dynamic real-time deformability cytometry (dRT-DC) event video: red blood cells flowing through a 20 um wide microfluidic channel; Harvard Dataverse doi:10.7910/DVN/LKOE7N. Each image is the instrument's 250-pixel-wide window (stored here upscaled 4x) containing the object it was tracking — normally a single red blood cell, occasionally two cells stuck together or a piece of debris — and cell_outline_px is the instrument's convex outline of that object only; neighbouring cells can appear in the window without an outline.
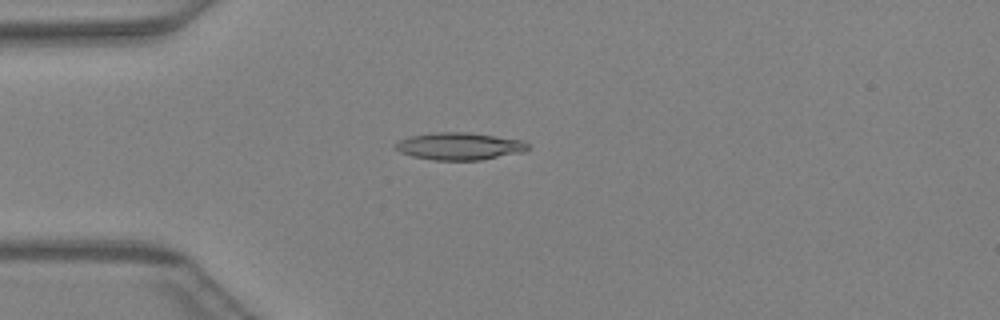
{"species": "Egyptian fruit bat (a non-hibernating species)", "species_latin": "Rousettus aegyptiacus", "temperature_condition": "warm", "stored_images_in_passage": 46, "camera_frame_rate_fps": 3000, "um_per_image_px": 0.085, "animal": {"sex": "female"}, "frame": {"image": 1, "passage_image": 13, "time_ms": 4.0, "image_size_px": [1000, 320], "cell_outline_px": [[528, 148], [520, 152], [480, 160], [432, 160], [412, 156], [400, 152], [396, 148], [396, 144], [400, 140], [412, 136], [432, 132], [468, 132], [524, 140], [528, 144]], "centroid_in_image_um": [39.05, 12.42], "position_along_channel_um": 46.0, "area_um2": 20.87}}
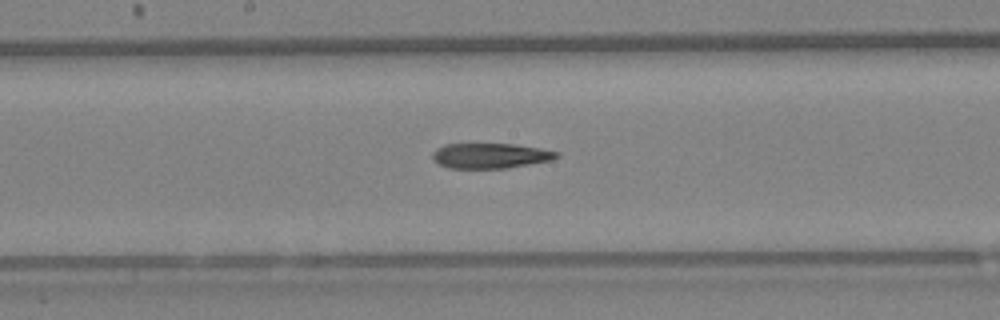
{"frame": {"image": 2, "passage_image": 25, "time_ms": 8.0, "image_size_px": [1000, 320], "cell_outline_px": [[560, 156], [552, 160], [508, 168], [448, 168], [432, 160], [432, 152], [436, 148], [444, 144], [516, 144], [540, 148], [560, 152]], "centroid_in_image_um": [41.68, 13.23], "position_along_channel_um": 206.5, "area_um2": 18.38}}
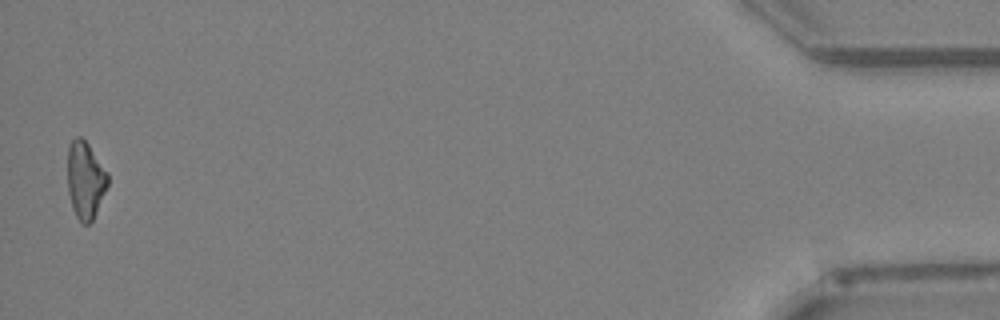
{"frame": {"image": 3, "passage_image": 46, "time_ms": 15.0, "image_size_px": [1000, 320], "cell_outline_px": [[108, 184], [92, 220], [88, 224], [80, 224], [72, 208], [68, 192], [68, 148], [72, 140], [76, 136], [80, 136], [88, 144], [108, 172]], "centroid_in_image_um": [7.24, 15.31], "position_along_channel_um": 428.0, "area_um2": 17.98}}